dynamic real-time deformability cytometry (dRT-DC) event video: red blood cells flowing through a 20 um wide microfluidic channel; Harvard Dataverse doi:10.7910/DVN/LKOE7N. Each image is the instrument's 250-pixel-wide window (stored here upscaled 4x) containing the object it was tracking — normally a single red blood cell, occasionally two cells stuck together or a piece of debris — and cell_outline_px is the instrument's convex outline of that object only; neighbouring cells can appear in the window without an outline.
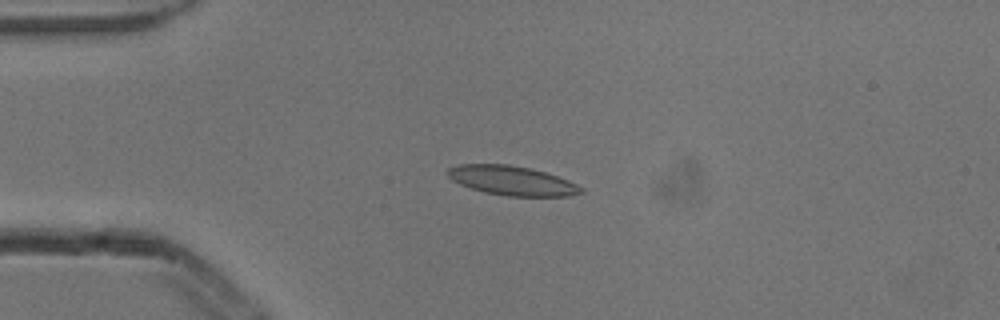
{"species": "common noctule bat (a hibernating species)", "species_latin": "Nyctalus noctula", "temperature_condition": "cold", "stored_images_in_passage": 5, "camera_frame_rate_fps": 3000, "um_per_image_px": 0.085, "animal": {"sex": "male", "body_mass_g": 13.3}, "frame": {"image": 1, "passage_image": 4, "time_ms": 1.0, "image_size_px": [1000, 320], "cell_outline_px": [[584, 192], [568, 196], [508, 196], [484, 192], [460, 184], [452, 180], [444, 172], [448, 168], [460, 164], [508, 164], [528, 168], [544, 172], [568, 180], [584, 188]], "centroid_in_image_um": [43.49, 15.35], "position_along_channel_um": 41.5, "area_um2": 22.72}}